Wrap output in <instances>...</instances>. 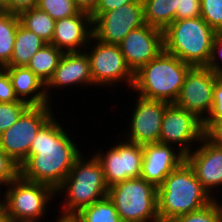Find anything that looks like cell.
I'll return each instance as SVG.
<instances>
[{"label":"cell","mask_w":222,"mask_h":222,"mask_svg":"<svg viewBox=\"0 0 222 222\" xmlns=\"http://www.w3.org/2000/svg\"><path fill=\"white\" fill-rule=\"evenodd\" d=\"M54 117L39 130L27 159L19 167L25 180L44 183L56 190L81 152Z\"/></svg>","instance_id":"obj_1"},{"label":"cell","mask_w":222,"mask_h":222,"mask_svg":"<svg viewBox=\"0 0 222 222\" xmlns=\"http://www.w3.org/2000/svg\"><path fill=\"white\" fill-rule=\"evenodd\" d=\"M214 200L184 160L158 187L159 221L170 222L180 215L201 210Z\"/></svg>","instance_id":"obj_2"},{"label":"cell","mask_w":222,"mask_h":222,"mask_svg":"<svg viewBox=\"0 0 222 222\" xmlns=\"http://www.w3.org/2000/svg\"><path fill=\"white\" fill-rule=\"evenodd\" d=\"M191 67L163 50L134 73L132 90L147 99L175 103Z\"/></svg>","instance_id":"obj_3"},{"label":"cell","mask_w":222,"mask_h":222,"mask_svg":"<svg viewBox=\"0 0 222 222\" xmlns=\"http://www.w3.org/2000/svg\"><path fill=\"white\" fill-rule=\"evenodd\" d=\"M81 154L74 162L70 173L56 189V193L64 195V203L59 211L62 216H74L81 209L105 198L108 186L105 181L101 163L92 154V158ZM61 191V192H60Z\"/></svg>","instance_id":"obj_4"},{"label":"cell","mask_w":222,"mask_h":222,"mask_svg":"<svg viewBox=\"0 0 222 222\" xmlns=\"http://www.w3.org/2000/svg\"><path fill=\"white\" fill-rule=\"evenodd\" d=\"M218 35L201 16L174 20L163 31L164 51L192 67L207 66Z\"/></svg>","instance_id":"obj_5"},{"label":"cell","mask_w":222,"mask_h":222,"mask_svg":"<svg viewBox=\"0 0 222 222\" xmlns=\"http://www.w3.org/2000/svg\"><path fill=\"white\" fill-rule=\"evenodd\" d=\"M158 188L142 177L128 179L108 188L122 222H160Z\"/></svg>","instance_id":"obj_6"},{"label":"cell","mask_w":222,"mask_h":222,"mask_svg":"<svg viewBox=\"0 0 222 222\" xmlns=\"http://www.w3.org/2000/svg\"><path fill=\"white\" fill-rule=\"evenodd\" d=\"M7 186L2 200L11 222H39L46 214L48 202L57 195L51 186L25 180L20 175Z\"/></svg>","instance_id":"obj_7"},{"label":"cell","mask_w":222,"mask_h":222,"mask_svg":"<svg viewBox=\"0 0 222 222\" xmlns=\"http://www.w3.org/2000/svg\"><path fill=\"white\" fill-rule=\"evenodd\" d=\"M51 105H30L20 118L0 135V148L20 166L28 157L39 130L55 115Z\"/></svg>","instance_id":"obj_8"},{"label":"cell","mask_w":222,"mask_h":222,"mask_svg":"<svg viewBox=\"0 0 222 222\" xmlns=\"http://www.w3.org/2000/svg\"><path fill=\"white\" fill-rule=\"evenodd\" d=\"M96 43H91L93 41ZM91 52H86L90 60V68L94 86L115 85L126 81L132 88L134 73L126 65L124 56L118 44H106L93 36L87 45ZM93 46V47H92Z\"/></svg>","instance_id":"obj_9"},{"label":"cell","mask_w":222,"mask_h":222,"mask_svg":"<svg viewBox=\"0 0 222 222\" xmlns=\"http://www.w3.org/2000/svg\"><path fill=\"white\" fill-rule=\"evenodd\" d=\"M203 138L204 126L199 117L174 103H170L166 107L161 124L159 143L173 145L174 147L177 145V149L186 155L193 150L191 143L195 142L197 144Z\"/></svg>","instance_id":"obj_10"},{"label":"cell","mask_w":222,"mask_h":222,"mask_svg":"<svg viewBox=\"0 0 222 222\" xmlns=\"http://www.w3.org/2000/svg\"><path fill=\"white\" fill-rule=\"evenodd\" d=\"M218 78L206 66L191 67L174 104L204 122L213 108V90Z\"/></svg>","instance_id":"obj_11"},{"label":"cell","mask_w":222,"mask_h":222,"mask_svg":"<svg viewBox=\"0 0 222 222\" xmlns=\"http://www.w3.org/2000/svg\"><path fill=\"white\" fill-rule=\"evenodd\" d=\"M91 16L93 37L106 44H119L130 31L145 25L142 3H129Z\"/></svg>","instance_id":"obj_12"},{"label":"cell","mask_w":222,"mask_h":222,"mask_svg":"<svg viewBox=\"0 0 222 222\" xmlns=\"http://www.w3.org/2000/svg\"><path fill=\"white\" fill-rule=\"evenodd\" d=\"M94 155L102 165L108 188L141 175L143 146L139 144L120 141L105 154L97 151Z\"/></svg>","instance_id":"obj_13"},{"label":"cell","mask_w":222,"mask_h":222,"mask_svg":"<svg viewBox=\"0 0 222 222\" xmlns=\"http://www.w3.org/2000/svg\"><path fill=\"white\" fill-rule=\"evenodd\" d=\"M132 119L127 129L126 140L141 146L158 143L161 124L166 107L170 104L161 100L147 99L137 96ZM129 130V131H128ZM129 132V133H128Z\"/></svg>","instance_id":"obj_14"},{"label":"cell","mask_w":222,"mask_h":222,"mask_svg":"<svg viewBox=\"0 0 222 222\" xmlns=\"http://www.w3.org/2000/svg\"><path fill=\"white\" fill-rule=\"evenodd\" d=\"M126 65L135 73L163 50V31L148 24L130 31L118 44Z\"/></svg>","instance_id":"obj_15"},{"label":"cell","mask_w":222,"mask_h":222,"mask_svg":"<svg viewBox=\"0 0 222 222\" xmlns=\"http://www.w3.org/2000/svg\"><path fill=\"white\" fill-rule=\"evenodd\" d=\"M175 148L159 142L143 145L140 177L157 188L161 186L165 178L185 160V155Z\"/></svg>","instance_id":"obj_16"},{"label":"cell","mask_w":222,"mask_h":222,"mask_svg":"<svg viewBox=\"0 0 222 222\" xmlns=\"http://www.w3.org/2000/svg\"><path fill=\"white\" fill-rule=\"evenodd\" d=\"M92 29L91 14L80 11L77 15L55 21L54 34L50 44L63 52H82L87 50V44L93 36Z\"/></svg>","instance_id":"obj_17"},{"label":"cell","mask_w":222,"mask_h":222,"mask_svg":"<svg viewBox=\"0 0 222 222\" xmlns=\"http://www.w3.org/2000/svg\"><path fill=\"white\" fill-rule=\"evenodd\" d=\"M199 144L200 147L185 155V161L193 169L203 188L216 199L212 195V189L222 186V149L213 146L205 138Z\"/></svg>","instance_id":"obj_18"},{"label":"cell","mask_w":222,"mask_h":222,"mask_svg":"<svg viewBox=\"0 0 222 222\" xmlns=\"http://www.w3.org/2000/svg\"><path fill=\"white\" fill-rule=\"evenodd\" d=\"M94 85L92 80L90 60L86 51L64 52L52 77L46 84L48 101H51L49 89L70 87L73 85Z\"/></svg>","instance_id":"obj_19"},{"label":"cell","mask_w":222,"mask_h":222,"mask_svg":"<svg viewBox=\"0 0 222 222\" xmlns=\"http://www.w3.org/2000/svg\"><path fill=\"white\" fill-rule=\"evenodd\" d=\"M4 68L10 75L19 100L25 101L29 105L51 104L47 99L46 84L27 66H5Z\"/></svg>","instance_id":"obj_20"},{"label":"cell","mask_w":222,"mask_h":222,"mask_svg":"<svg viewBox=\"0 0 222 222\" xmlns=\"http://www.w3.org/2000/svg\"><path fill=\"white\" fill-rule=\"evenodd\" d=\"M46 44L47 43L34 32L27 30L19 24L13 54L7 66H27L36 52Z\"/></svg>","instance_id":"obj_21"},{"label":"cell","mask_w":222,"mask_h":222,"mask_svg":"<svg viewBox=\"0 0 222 222\" xmlns=\"http://www.w3.org/2000/svg\"><path fill=\"white\" fill-rule=\"evenodd\" d=\"M145 24L164 31L176 20L178 0H142Z\"/></svg>","instance_id":"obj_22"},{"label":"cell","mask_w":222,"mask_h":222,"mask_svg":"<svg viewBox=\"0 0 222 222\" xmlns=\"http://www.w3.org/2000/svg\"><path fill=\"white\" fill-rule=\"evenodd\" d=\"M63 51L51 44H46L38 50L31 58L27 67L45 84L52 77L58 63L63 55Z\"/></svg>","instance_id":"obj_23"},{"label":"cell","mask_w":222,"mask_h":222,"mask_svg":"<svg viewBox=\"0 0 222 222\" xmlns=\"http://www.w3.org/2000/svg\"><path fill=\"white\" fill-rule=\"evenodd\" d=\"M18 16L23 27L50 44L55 28V20L50 15L38 7H34L21 11Z\"/></svg>","instance_id":"obj_24"},{"label":"cell","mask_w":222,"mask_h":222,"mask_svg":"<svg viewBox=\"0 0 222 222\" xmlns=\"http://www.w3.org/2000/svg\"><path fill=\"white\" fill-rule=\"evenodd\" d=\"M20 24L18 14L2 11L0 12V67L4 68L10 63L18 25Z\"/></svg>","instance_id":"obj_25"},{"label":"cell","mask_w":222,"mask_h":222,"mask_svg":"<svg viewBox=\"0 0 222 222\" xmlns=\"http://www.w3.org/2000/svg\"><path fill=\"white\" fill-rule=\"evenodd\" d=\"M74 217L79 222H122L114 204L107 196L84 207Z\"/></svg>","instance_id":"obj_26"},{"label":"cell","mask_w":222,"mask_h":222,"mask_svg":"<svg viewBox=\"0 0 222 222\" xmlns=\"http://www.w3.org/2000/svg\"><path fill=\"white\" fill-rule=\"evenodd\" d=\"M37 7L55 21L77 15L81 11L74 0H38Z\"/></svg>","instance_id":"obj_27"},{"label":"cell","mask_w":222,"mask_h":222,"mask_svg":"<svg viewBox=\"0 0 222 222\" xmlns=\"http://www.w3.org/2000/svg\"><path fill=\"white\" fill-rule=\"evenodd\" d=\"M170 222H222V204L215 199L201 210L180 215Z\"/></svg>","instance_id":"obj_28"},{"label":"cell","mask_w":222,"mask_h":222,"mask_svg":"<svg viewBox=\"0 0 222 222\" xmlns=\"http://www.w3.org/2000/svg\"><path fill=\"white\" fill-rule=\"evenodd\" d=\"M30 105L25 101L0 102V135L9 129Z\"/></svg>","instance_id":"obj_29"},{"label":"cell","mask_w":222,"mask_h":222,"mask_svg":"<svg viewBox=\"0 0 222 222\" xmlns=\"http://www.w3.org/2000/svg\"><path fill=\"white\" fill-rule=\"evenodd\" d=\"M201 17L218 34H222V0H201Z\"/></svg>","instance_id":"obj_30"},{"label":"cell","mask_w":222,"mask_h":222,"mask_svg":"<svg viewBox=\"0 0 222 222\" xmlns=\"http://www.w3.org/2000/svg\"><path fill=\"white\" fill-rule=\"evenodd\" d=\"M20 175V167L0 148V186L8 185Z\"/></svg>","instance_id":"obj_31"},{"label":"cell","mask_w":222,"mask_h":222,"mask_svg":"<svg viewBox=\"0 0 222 222\" xmlns=\"http://www.w3.org/2000/svg\"><path fill=\"white\" fill-rule=\"evenodd\" d=\"M201 16V0H178L176 20Z\"/></svg>","instance_id":"obj_32"},{"label":"cell","mask_w":222,"mask_h":222,"mask_svg":"<svg viewBox=\"0 0 222 222\" xmlns=\"http://www.w3.org/2000/svg\"><path fill=\"white\" fill-rule=\"evenodd\" d=\"M204 138L213 146L222 149V120L204 121Z\"/></svg>","instance_id":"obj_33"},{"label":"cell","mask_w":222,"mask_h":222,"mask_svg":"<svg viewBox=\"0 0 222 222\" xmlns=\"http://www.w3.org/2000/svg\"><path fill=\"white\" fill-rule=\"evenodd\" d=\"M19 101L8 71L0 67V102Z\"/></svg>","instance_id":"obj_34"},{"label":"cell","mask_w":222,"mask_h":222,"mask_svg":"<svg viewBox=\"0 0 222 222\" xmlns=\"http://www.w3.org/2000/svg\"><path fill=\"white\" fill-rule=\"evenodd\" d=\"M219 59L222 61V34H219L213 40L211 56L206 66L208 69L213 71L219 78H222V66L218 62Z\"/></svg>","instance_id":"obj_35"},{"label":"cell","mask_w":222,"mask_h":222,"mask_svg":"<svg viewBox=\"0 0 222 222\" xmlns=\"http://www.w3.org/2000/svg\"><path fill=\"white\" fill-rule=\"evenodd\" d=\"M222 120V78L215 82L213 90V108L205 121Z\"/></svg>","instance_id":"obj_36"},{"label":"cell","mask_w":222,"mask_h":222,"mask_svg":"<svg viewBox=\"0 0 222 222\" xmlns=\"http://www.w3.org/2000/svg\"><path fill=\"white\" fill-rule=\"evenodd\" d=\"M129 3H142V0H99L96 9L91 14H103Z\"/></svg>","instance_id":"obj_37"},{"label":"cell","mask_w":222,"mask_h":222,"mask_svg":"<svg viewBox=\"0 0 222 222\" xmlns=\"http://www.w3.org/2000/svg\"><path fill=\"white\" fill-rule=\"evenodd\" d=\"M37 5L38 0H11V6L6 11L19 14L21 11L32 9Z\"/></svg>","instance_id":"obj_38"},{"label":"cell","mask_w":222,"mask_h":222,"mask_svg":"<svg viewBox=\"0 0 222 222\" xmlns=\"http://www.w3.org/2000/svg\"><path fill=\"white\" fill-rule=\"evenodd\" d=\"M74 2L81 11L91 14L96 9L99 0H74Z\"/></svg>","instance_id":"obj_39"},{"label":"cell","mask_w":222,"mask_h":222,"mask_svg":"<svg viewBox=\"0 0 222 222\" xmlns=\"http://www.w3.org/2000/svg\"><path fill=\"white\" fill-rule=\"evenodd\" d=\"M57 222H79L74 216L59 215Z\"/></svg>","instance_id":"obj_40"},{"label":"cell","mask_w":222,"mask_h":222,"mask_svg":"<svg viewBox=\"0 0 222 222\" xmlns=\"http://www.w3.org/2000/svg\"><path fill=\"white\" fill-rule=\"evenodd\" d=\"M11 6V0H0V8L6 11Z\"/></svg>","instance_id":"obj_41"},{"label":"cell","mask_w":222,"mask_h":222,"mask_svg":"<svg viewBox=\"0 0 222 222\" xmlns=\"http://www.w3.org/2000/svg\"><path fill=\"white\" fill-rule=\"evenodd\" d=\"M0 222H11L10 219L6 216L3 208L0 210Z\"/></svg>","instance_id":"obj_42"},{"label":"cell","mask_w":222,"mask_h":222,"mask_svg":"<svg viewBox=\"0 0 222 222\" xmlns=\"http://www.w3.org/2000/svg\"><path fill=\"white\" fill-rule=\"evenodd\" d=\"M3 208V200L0 201V210Z\"/></svg>","instance_id":"obj_43"}]
</instances>
